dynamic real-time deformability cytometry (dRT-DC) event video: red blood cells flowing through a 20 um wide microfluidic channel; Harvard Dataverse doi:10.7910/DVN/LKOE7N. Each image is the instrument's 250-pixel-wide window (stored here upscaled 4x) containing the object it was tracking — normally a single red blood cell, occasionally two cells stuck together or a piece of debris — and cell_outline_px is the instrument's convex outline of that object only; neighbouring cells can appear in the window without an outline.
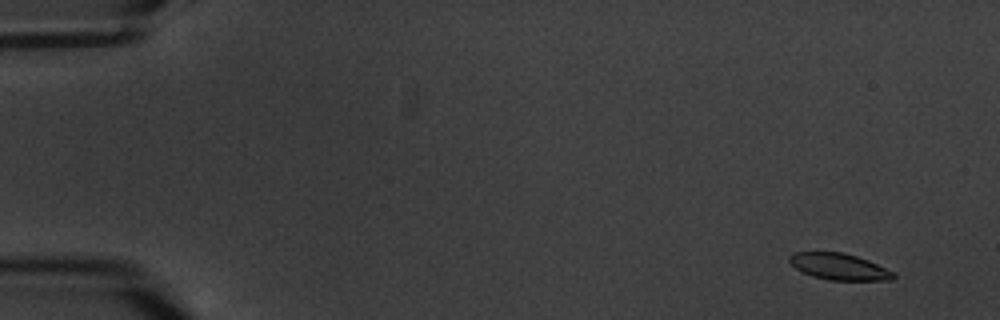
{"species": "common noctule bat (a hibernating species)", "species_latin": "Nyctalus noctula", "temperature_condition": "warm", "stored_images_in_passage": 10, "camera_frame_rate_fps": 3000, "um_per_image_px": 0.085, "animal": {"sex": "male", "body_mass_g": 20.1, "forearm_length_mm": 53.5}, "frame": {"image": 1, "passage_image": 1, "time_ms": 0.0, "image_size_px": [1000, 320], "cell_outline_px": [[896, 276], [892, 280], [828, 280], [812, 276], [800, 272], [788, 260], [788, 256], [792, 252], [844, 252], [868, 260], [896, 272]], "centroid_in_image_um": [71.32, 22.66], "position_along_channel_um": 13.7, "area_um2": 16.24}}
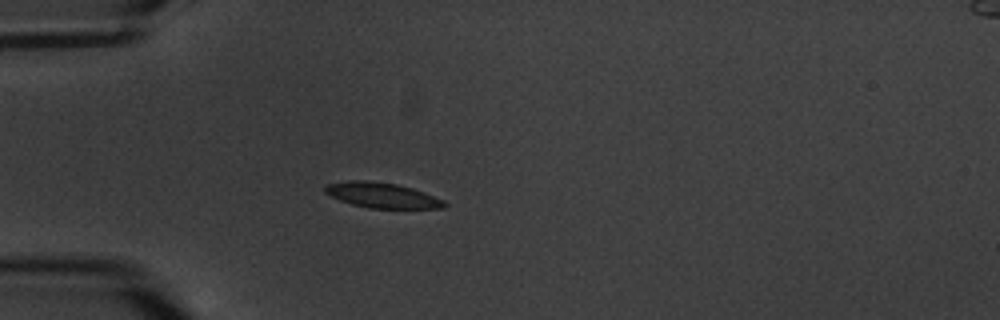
{"frame": {"image": 2, "passage_image": 5, "time_ms": 4.667, "image_size_px": [1000, 320], "cell_outline_px": [[448, 204], [444, 208], [368, 208], [352, 204], [340, 200], [324, 192], [324, 188], [328, 184], [348, 180], [368, 180], [396, 184], [412, 188], [444, 200]], "centroid_in_image_um": [32.47, 16.59], "position_along_channel_um": 52.5, "area_um2": 17.46}}